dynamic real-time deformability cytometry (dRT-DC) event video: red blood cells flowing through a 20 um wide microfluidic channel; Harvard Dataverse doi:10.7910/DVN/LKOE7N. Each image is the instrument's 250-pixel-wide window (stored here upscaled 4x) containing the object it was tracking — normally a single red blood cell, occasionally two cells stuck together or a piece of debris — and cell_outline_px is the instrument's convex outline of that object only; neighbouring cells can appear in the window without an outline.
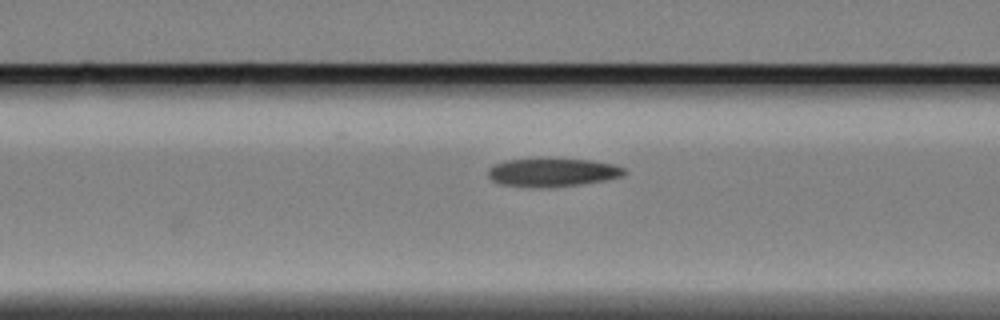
{"species": "Egyptian fruit bat (a non-hibernating species)", "species_latin": "Rousettus aegyptiacus", "temperature_condition": "cold", "stored_images_in_passage": 13, "camera_frame_rate_fps": 3000, "um_per_image_px": 0.085, "animal": {"sex": "female"}, "frame": {"image": 1, "passage_image": 13, "time_ms": 4.0, "image_size_px": [1000, 320], "cell_outline_px": [[628, 172], [624, 176], [604, 180], [576, 184], [500, 184], [492, 180], [488, 176], [488, 168], [492, 164], [504, 160], [592, 160], [612, 164], [624, 168]], "centroid_in_image_um": [47.0, 14.61], "position_along_channel_um": 119.6, "area_um2": 20.98}}